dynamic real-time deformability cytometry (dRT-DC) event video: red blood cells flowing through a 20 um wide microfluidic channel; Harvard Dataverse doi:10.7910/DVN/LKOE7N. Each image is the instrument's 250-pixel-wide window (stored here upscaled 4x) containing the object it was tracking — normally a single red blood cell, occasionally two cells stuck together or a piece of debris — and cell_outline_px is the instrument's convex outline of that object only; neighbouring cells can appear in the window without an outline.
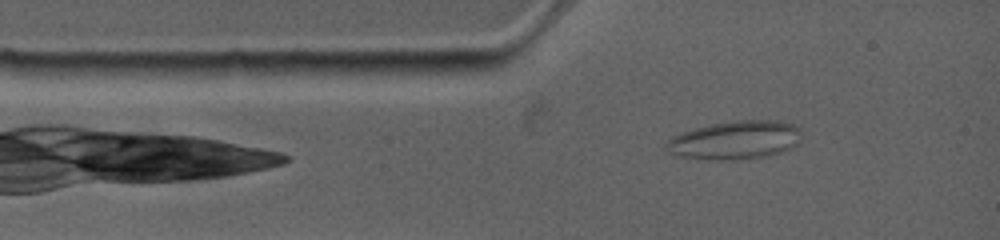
{"species": "common noctule bat (a hibernating species)", "species_latin": "Nyctalus noctula", "temperature_condition": "warm", "stored_images_in_passage": 19, "camera_frame_rate_fps": 4500, "um_per_image_px": 0.085, "animal": {"sex": "female", "body_mass_g": 19.0, "forearm_length_mm": 53.3}, "frame": {"image": 1, "passage_image": 2, "time_ms": 0.444, "image_size_px": [1000, 240], "cell_outline_px": [[796, 128], [788, 148], [752, 160], [704, 160], [684, 156], [676, 152], [672, 140], [676, 136], [688, 132], [704, 128], [724, 124], [788, 124]], "centroid_in_image_um": [62.43, 12.03], "position_along_channel_um": 22.6, "area_um2": 26.01}}
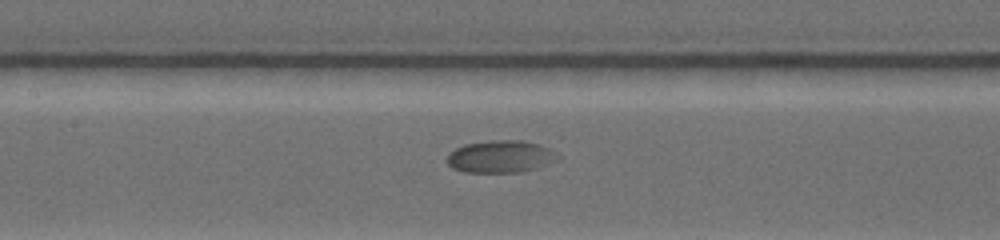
{"frame": {"image": 2, "passage_image": 12, "time_ms": 4.667, "image_size_px": [1000, 240], "cell_outline_px": [[536, 148], [532, 168], [520, 172], [464, 172], [452, 168], [448, 164], [448, 156], [456, 148], [468, 144], [532, 144]], "centroid_in_image_um": [41.88, 13.42], "position_along_channel_um": 165.5, "area_um2": 16.18}}
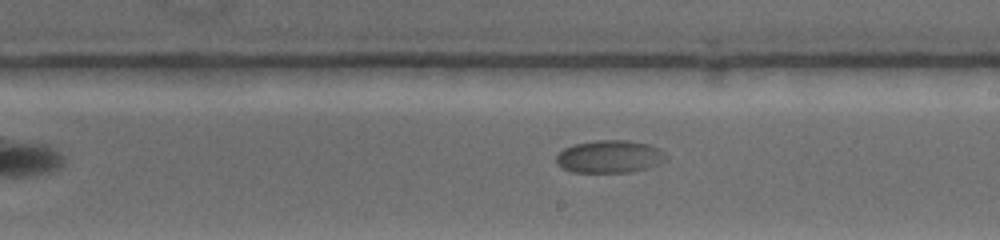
{"frame": {"image": 3, "passage_image": 17, "time_ms": 6.667, "image_size_px": [1000, 240], "cell_outline_px": [[652, 148], [644, 168], [628, 172], [572, 172], [564, 168], [556, 160], [556, 156], [564, 148], [576, 144], [600, 140], [624, 140], [644, 144]], "centroid_in_image_um": [51.39, 13.31], "position_along_channel_um": 237.6, "area_um2": 18.38}}